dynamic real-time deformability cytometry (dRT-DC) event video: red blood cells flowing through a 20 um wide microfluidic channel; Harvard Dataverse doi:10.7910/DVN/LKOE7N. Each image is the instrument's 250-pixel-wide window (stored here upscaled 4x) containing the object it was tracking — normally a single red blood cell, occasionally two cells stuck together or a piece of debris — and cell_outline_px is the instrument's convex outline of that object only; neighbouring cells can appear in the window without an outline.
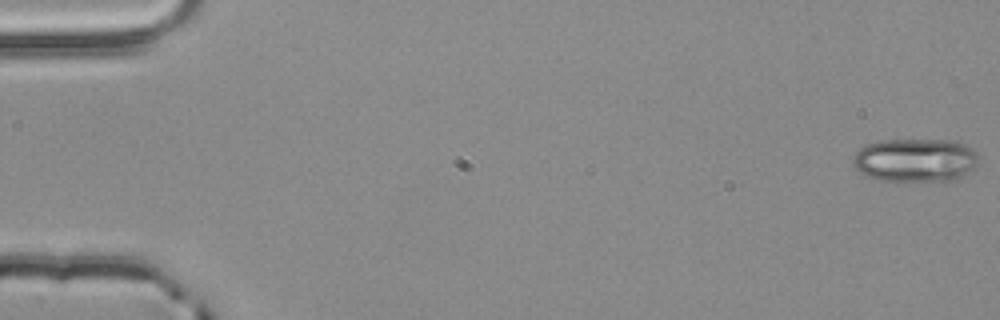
{"species": "common noctule bat (a hibernating species)", "species_latin": "Nyctalus noctula", "temperature_condition": "room temperature", "stored_images_in_passage": 5, "camera_frame_rate_fps": 3000, "um_per_image_px": 0.085, "animal": {"sex": "male", "body_mass_g": 20.4}, "frame": {"image": 1, "passage_image": 1, "time_ms": 0.0, "image_size_px": [1000, 320], "cell_outline_px": [[980, 160], [972, 168], [960, 176], [948, 180], [876, 180], [860, 172], [852, 164], [852, 156], [860, 148], [868, 144], [884, 140], [952, 140], [964, 144], [972, 148], [976, 152]], "centroid_in_image_um": [77.77, 13.59], "position_along_channel_um": 7.2, "area_um2": 31.5}}
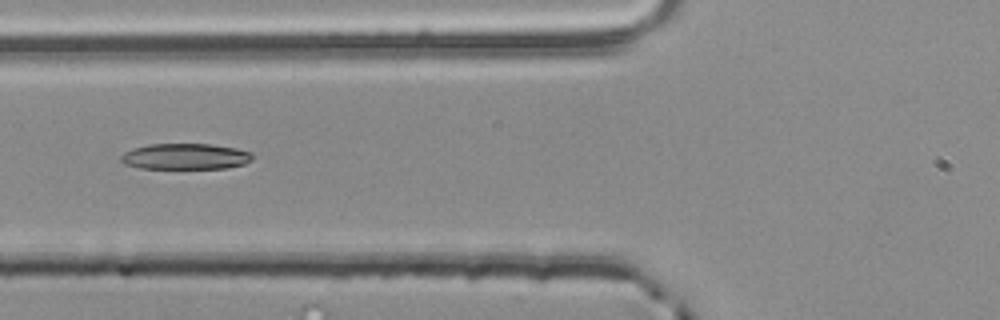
{"frame": {"image": 2, "passage_image": 5, "time_ms": 1.333, "image_size_px": [1000, 320], "cell_outline_px": [[252, 160], [244, 164], [224, 168], [140, 168], [124, 164], [120, 160], [120, 156], [124, 152], [132, 148], [148, 144], [212, 144], [236, 148], [252, 152]], "centroid_in_image_um": [15.73, 13.29], "position_along_channel_um": 110.1, "area_um2": 19.94}}